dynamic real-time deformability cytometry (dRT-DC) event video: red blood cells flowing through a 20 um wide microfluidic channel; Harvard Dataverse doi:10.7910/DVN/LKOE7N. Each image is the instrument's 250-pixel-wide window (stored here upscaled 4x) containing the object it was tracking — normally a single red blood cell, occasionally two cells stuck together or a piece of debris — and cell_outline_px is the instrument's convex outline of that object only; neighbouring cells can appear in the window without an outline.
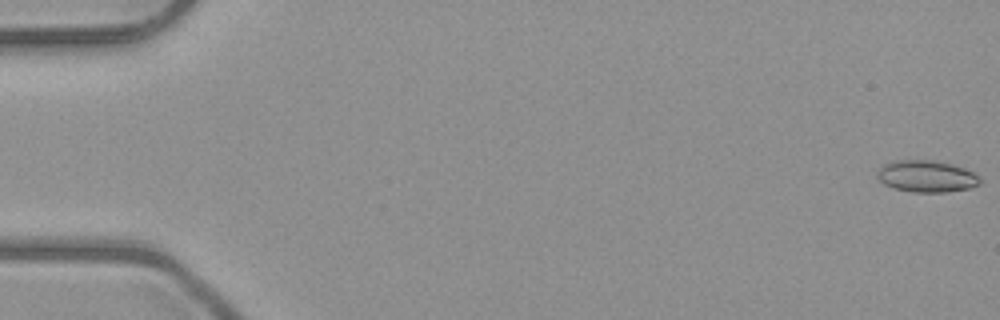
{"species": "common noctule bat (a hibernating species)", "species_latin": "Nyctalus noctula", "temperature_condition": "room temperature", "stored_images_in_passage": 52, "camera_frame_rate_fps": 3000, "um_per_image_px": 0.085, "animal": {"sex": "male", "body_mass_g": 23.1, "forearm_length_mm": 52.7}, "frame": {"image": 1, "passage_image": 1, "time_ms": 0.0, "image_size_px": [1000, 320], "cell_outline_px": [[980, 184], [968, 188], [948, 192], [912, 192], [896, 188], [884, 184], [876, 176], [876, 172], [884, 164], [896, 160], [936, 160], [952, 164], [964, 168], [980, 176]], "centroid_in_image_um": [78.76, 14.98], "position_along_channel_um": 6.2, "area_um2": 19.02}}
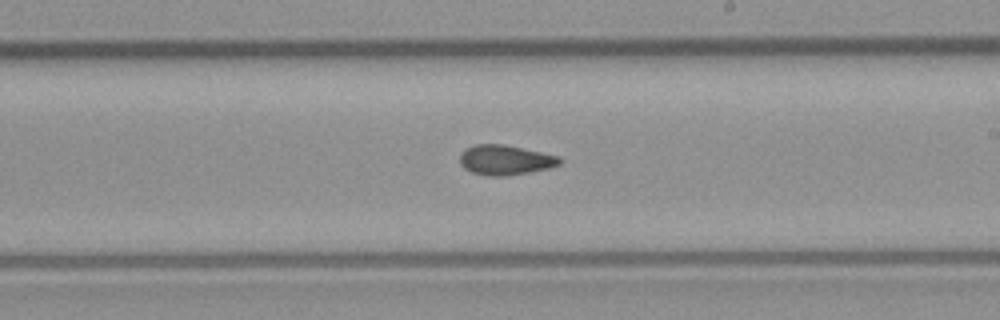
{"frame": {"image": 2, "passage_image": 31, "time_ms": 10.0, "image_size_px": [1000, 320], "cell_outline_px": [[560, 164], [548, 168], [528, 172], [504, 176], [488, 176], [472, 172], [464, 168], [460, 164], [460, 152], [464, 148], [476, 144], [504, 144], [540, 152], [556, 156], [560, 160]], "centroid_in_image_um": [42.87, 13.59], "position_along_channel_um": 246.1, "area_um2": 17.22}}
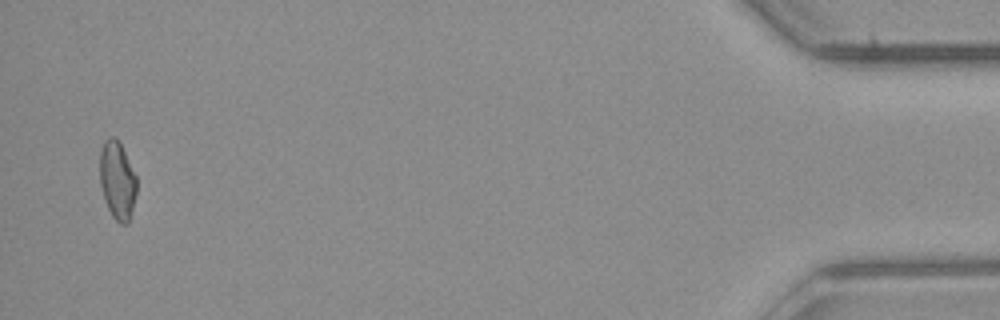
{"frame": {"image": 3, "passage_image": 51, "time_ms": 16.667, "image_size_px": [1000, 320], "cell_outline_px": [[136, 192], [128, 224], [120, 224], [112, 216], [104, 200], [100, 184], [100, 152], [104, 140], [112, 136], [116, 136], [136, 176]], "centroid_in_image_um": [9.95, 15.33], "position_along_channel_um": 425.2, "area_um2": 16.59}, "authors_computed_cell_mechanics": {"area_um2": 17.2822, "velocity_mm_per_s": 4.0401, "shape_relaxation_time_tau1_ms": null, "shape_relaxation_time_tau2_ms": 2.3369, "deformation_change_tau1": null, "deformation_change_tau2": 0.0774}}